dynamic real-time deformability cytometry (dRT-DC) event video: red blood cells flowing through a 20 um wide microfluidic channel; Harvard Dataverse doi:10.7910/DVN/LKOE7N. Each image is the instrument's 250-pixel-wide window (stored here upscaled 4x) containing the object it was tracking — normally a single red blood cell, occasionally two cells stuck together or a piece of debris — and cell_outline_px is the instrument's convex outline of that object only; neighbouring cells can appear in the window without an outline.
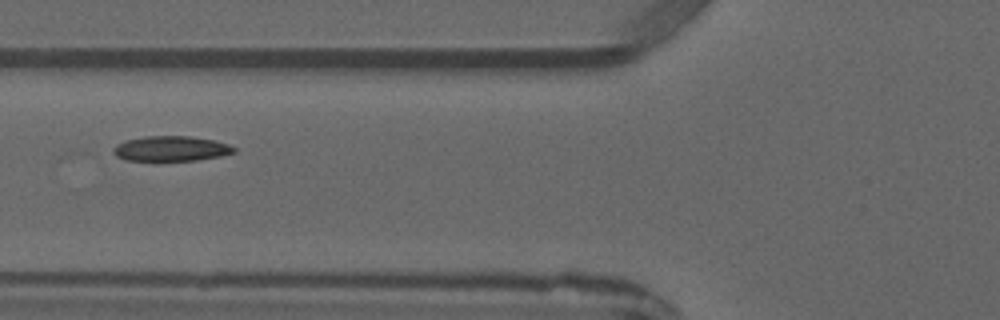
{"species": "common noctule bat (a hibernating species)", "species_latin": "Nyctalus noctula", "temperature_condition": "warm", "stored_images_in_passage": 5, "camera_frame_rate_fps": 3000, "um_per_image_px": 0.085, "animal": {"sex": "male", "forearm_length_mm": 52.5}, "frame": {"image": 1, "passage_image": 5, "time_ms": 5.667, "image_size_px": [1000, 320], "cell_outline_px": [[236, 152], [220, 156], [196, 160], [156, 164], [152, 164], [124, 160], [116, 156], [112, 152], [112, 148], [116, 144], [124, 140], [144, 136], [192, 136], [216, 140], [228, 144], [236, 148]], "centroid_in_image_um": [14.46, 12.68], "position_along_channel_um": 111.3, "area_um2": 18.9}}